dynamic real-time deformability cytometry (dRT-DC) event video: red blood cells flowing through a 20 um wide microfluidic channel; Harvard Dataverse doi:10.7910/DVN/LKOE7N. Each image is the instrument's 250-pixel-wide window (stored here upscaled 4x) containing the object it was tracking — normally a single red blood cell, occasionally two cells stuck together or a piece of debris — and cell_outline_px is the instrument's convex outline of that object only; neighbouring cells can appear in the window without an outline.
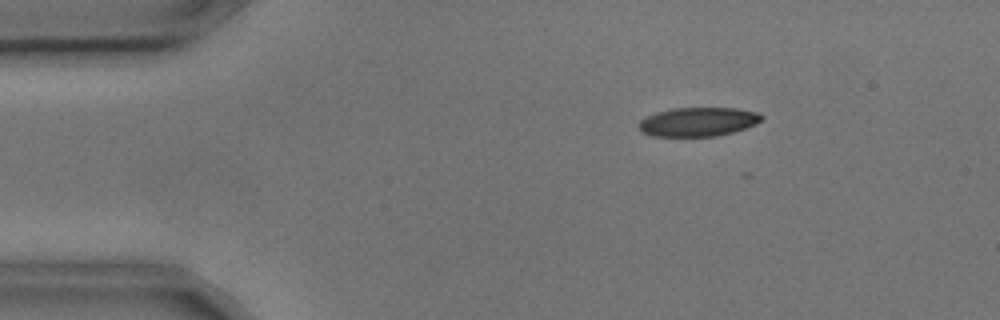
{"species": "common noctule bat (a hibernating species)", "species_latin": "Nyctalus noctula", "temperature_condition": "cold", "stored_images_in_passage": 4, "camera_frame_rate_fps": 3000, "um_per_image_px": 0.085, "animal": {"sex": "male", "body_mass_g": 17.9, "forearm_length_mm": 54.2}, "frame": {"image": 1, "passage_image": 2, "time_ms": 0.333, "image_size_px": [1000, 320], "cell_outline_px": [[764, 116], [756, 124], [732, 132], [716, 136], [652, 136], [640, 132], [640, 120], [656, 112], [672, 108], [736, 108], [756, 112]], "centroid_in_image_um": [59.32, 10.35], "position_along_channel_um": 25.7, "area_um2": 20.58}}